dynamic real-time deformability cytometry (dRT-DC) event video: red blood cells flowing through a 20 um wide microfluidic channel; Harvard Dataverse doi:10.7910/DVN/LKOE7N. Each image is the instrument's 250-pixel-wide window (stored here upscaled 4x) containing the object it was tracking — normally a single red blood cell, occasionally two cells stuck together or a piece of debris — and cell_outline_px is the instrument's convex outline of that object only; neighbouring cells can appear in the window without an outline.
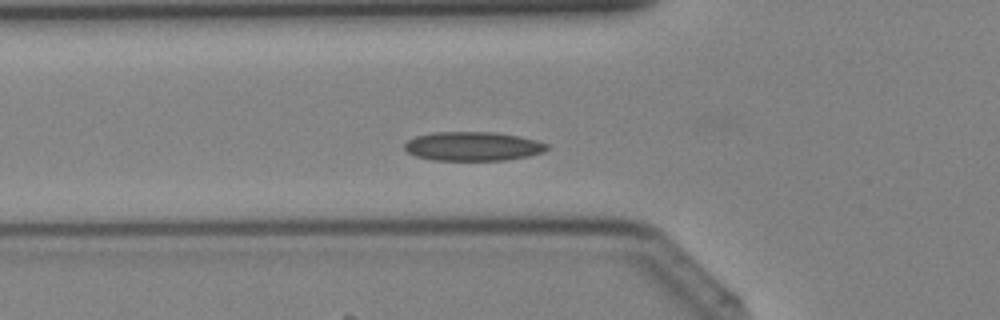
{"species": "Egyptian fruit bat (a non-hibernating species)", "species_latin": "Rousettus aegyptiacus", "temperature_condition": "cold", "stored_images_in_passage": 41, "camera_frame_rate_fps": 3000, "um_per_image_px": 0.085, "animal": {"sex": "female"}, "frame": {"image": 1, "passage_image": 14, "time_ms": 4.333, "image_size_px": [1000, 320], "cell_outline_px": [[548, 148], [544, 152], [528, 156], [508, 160], [432, 160], [416, 156], [408, 152], [404, 148], [404, 144], [408, 140], [416, 136], [436, 132], [492, 132], [520, 136], [536, 140], [548, 144]], "centroid_in_image_um": [40.21, 12.44], "position_along_channel_um": 85.6, "area_um2": 24.1}}
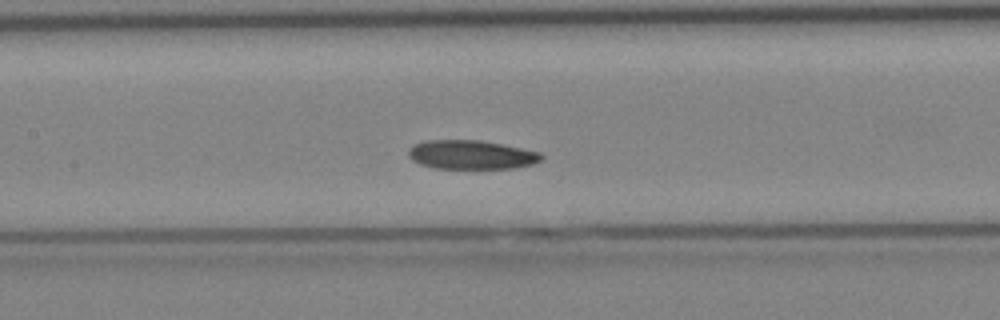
{"frame": {"image": 2, "passage_image": 19, "time_ms": 6.0, "image_size_px": [1000, 320], "cell_outline_px": [[544, 156], [540, 160], [532, 164], [516, 168], [432, 168], [420, 164], [412, 160], [408, 156], [408, 148], [416, 144], [428, 140], [480, 140], [540, 152]], "centroid_in_image_um": [40.03, 13.15], "position_along_channel_um": 167.4, "area_um2": 22.31}}
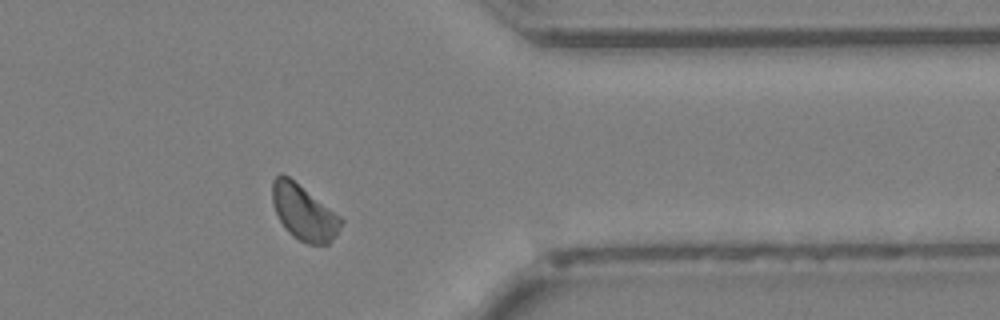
{"frame": {"image": 3, "passage_image": 33, "time_ms": 10.667, "image_size_px": [1000, 320], "cell_outline_px": [[344, 220], [336, 236], [328, 244], [308, 244], [292, 236], [284, 228], [272, 204], [272, 180], [280, 172], [288, 176], [340, 216]], "centroid_in_image_um": [25.81, 18.07], "position_along_channel_um": 385.6, "area_um2": 22.02}}